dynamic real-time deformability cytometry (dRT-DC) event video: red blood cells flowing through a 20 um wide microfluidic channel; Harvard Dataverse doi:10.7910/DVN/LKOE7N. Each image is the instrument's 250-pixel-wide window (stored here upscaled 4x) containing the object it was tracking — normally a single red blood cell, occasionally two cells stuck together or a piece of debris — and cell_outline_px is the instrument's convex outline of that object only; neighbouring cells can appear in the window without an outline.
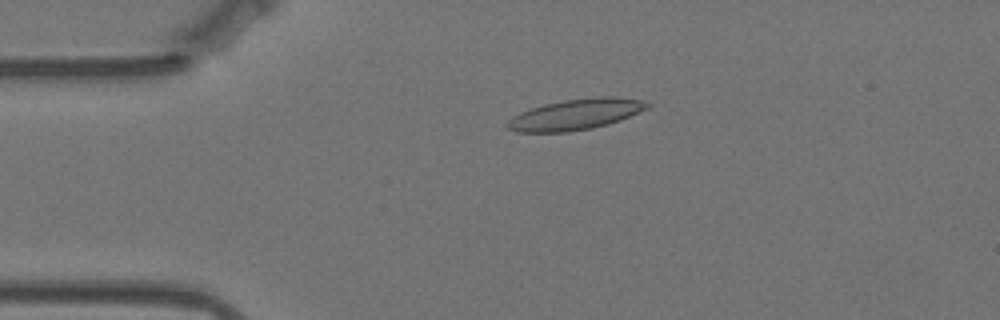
{"species": "Egyptian fruit bat (a non-hibernating species)", "species_latin": "Rousettus aegyptiacus", "temperature_condition": "warm", "stored_images_in_passage": 57, "camera_frame_rate_fps": 3000, "um_per_image_px": 0.085, "animal": {"sex": "female"}, "frame": {"image": 1, "passage_image": 12, "time_ms": 3.667, "image_size_px": [1000, 320], "cell_outline_px": [[652, 104], [648, 108], [620, 120], [608, 124], [592, 128], [568, 132], [516, 132], [508, 128], [504, 124], [512, 116], [520, 112], [544, 104], [564, 100], [600, 96], [612, 96], [644, 100]], "centroid_in_image_um": [48.93, 9.72], "position_along_channel_um": 36.1, "area_um2": 25.2}}
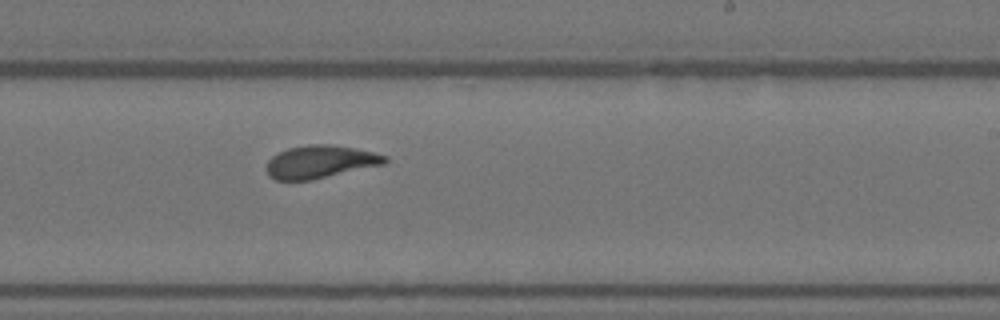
{"frame": {"image": 2, "passage_image": 34, "time_ms": 11.0, "image_size_px": [1000, 320], "cell_outline_px": [[388, 160], [384, 164], [312, 180], [276, 180], [268, 176], [268, 160], [272, 156], [288, 148], [308, 144], [332, 144], [356, 148], [388, 156]], "centroid_in_image_um": [27.24, 13.75], "position_along_channel_um": 261.8, "area_um2": 22.6}}
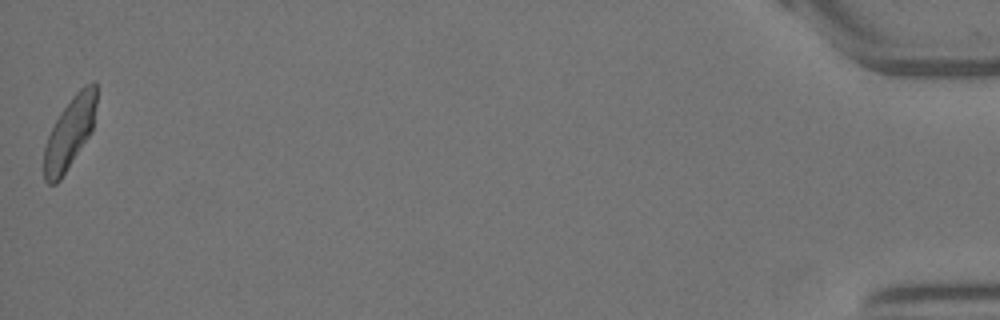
{"frame": {"image": 3, "passage_image": 57, "time_ms": 18.667, "image_size_px": [1000, 320], "cell_outline_px": [[96, 104], [92, 132], [60, 180], [56, 184], [48, 184], [44, 180], [44, 148], [48, 136], [60, 112], [72, 96], [84, 84], [92, 80], [96, 84]], "centroid_in_image_um": [5.93, 11.28], "position_along_channel_um": 429.3, "area_um2": 21.85}, "authors_computed_cell_mechanics": {"area_um2": 23.0622, "velocity_mm_per_s": 3.4908, "shape_relaxation_time_tau1_ms": 9.412, "shape_relaxation_time_tau2_ms": 1.7977, "deformation_change_tau1": 0.235, "deformation_change_tau2": 0.0818}}